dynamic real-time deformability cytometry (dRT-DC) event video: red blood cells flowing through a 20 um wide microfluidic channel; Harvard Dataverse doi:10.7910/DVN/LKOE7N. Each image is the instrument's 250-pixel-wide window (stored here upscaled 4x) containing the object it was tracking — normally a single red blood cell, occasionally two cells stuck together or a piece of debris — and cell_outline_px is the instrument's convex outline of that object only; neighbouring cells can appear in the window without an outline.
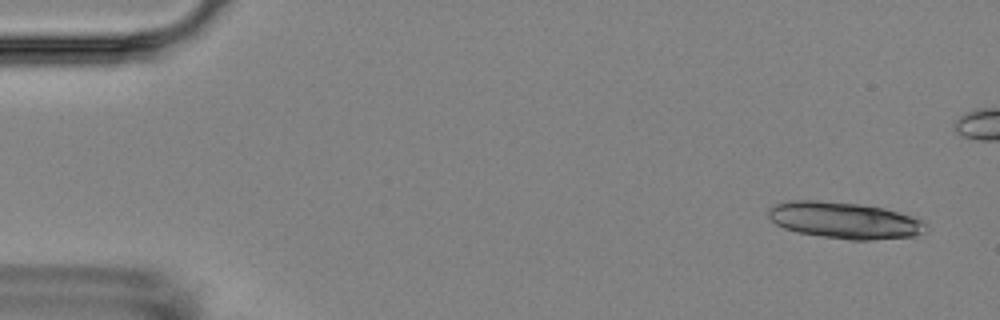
{"species": "Egyptian fruit bat (a non-hibernating species)", "species_latin": "Rousettus aegyptiacus", "temperature_condition": "room temperature", "stored_images_in_passage": 7, "camera_frame_rate_fps": 3000, "um_per_image_px": 0.085, "animal": {"sex": "female"}, "frame": {"image": 1, "passage_image": 1, "time_ms": 0.0, "image_size_px": [1000, 320], "cell_outline_px": [[924, 232], [912, 236], [872, 240], [848, 240], [820, 236], [796, 232], [784, 228], [776, 224], [768, 216], [768, 208], [776, 204], [792, 200], [816, 200], [856, 204], [884, 208], [912, 216], [924, 220]], "centroid_in_image_um": [71.75, 18.73], "position_along_channel_um": 13.3, "area_um2": 33.35}}